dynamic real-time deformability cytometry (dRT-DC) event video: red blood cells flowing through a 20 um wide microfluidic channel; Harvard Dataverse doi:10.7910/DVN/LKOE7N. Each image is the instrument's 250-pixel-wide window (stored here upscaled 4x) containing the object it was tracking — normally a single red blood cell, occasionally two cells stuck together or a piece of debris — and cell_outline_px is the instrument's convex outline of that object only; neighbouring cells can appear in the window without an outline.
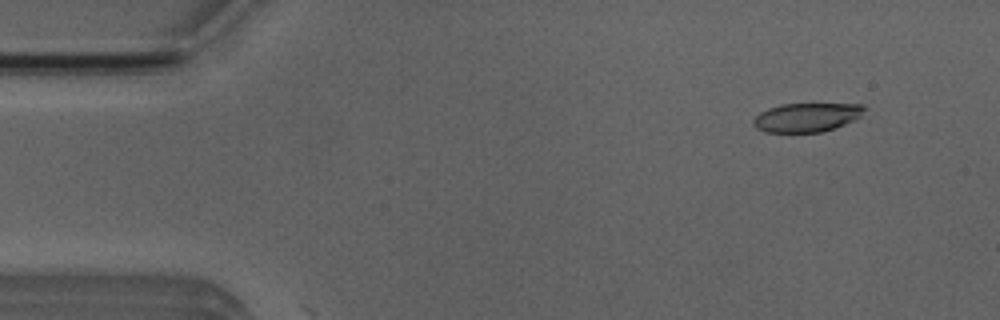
{"species": "Egyptian fruit bat (a non-hibernating species)", "species_latin": "Rousettus aegyptiacus", "temperature_condition": "room temperature", "stored_images_in_passage": 6, "camera_frame_rate_fps": 3000, "um_per_image_px": 0.085, "animal": {"sex": "male"}, "frame": {"image": 1, "passage_image": 5, "time_ms": 1.333, "image_size_px": [1000, 320], "cell_outline_px": [[868, 108], [860, 116], [844, 124], [820, 132], [764, 132], [756, 128], [752, 124], [752, 120], [760, 112], [768, 108], [780, 104], [860, 104]], "centroid_in_image_um": [68.53, 9.97], "position_along_channel_um": 16.5, "area_um2": 18.61}}